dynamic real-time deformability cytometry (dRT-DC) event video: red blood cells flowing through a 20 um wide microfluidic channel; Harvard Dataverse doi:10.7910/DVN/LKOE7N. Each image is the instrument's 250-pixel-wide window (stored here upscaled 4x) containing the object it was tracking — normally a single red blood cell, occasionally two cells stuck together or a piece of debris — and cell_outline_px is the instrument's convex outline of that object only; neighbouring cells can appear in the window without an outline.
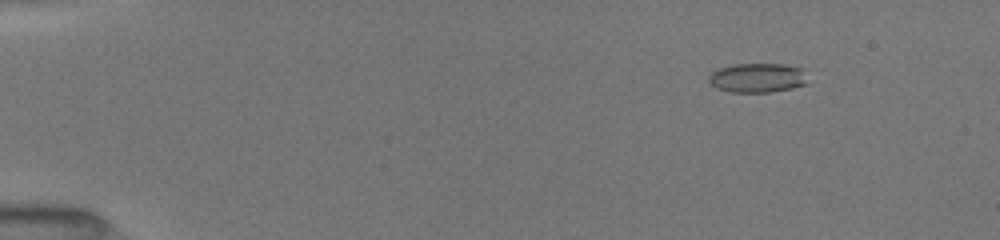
{"species": "common noctule bat (a hibernating species)", "species_latin": "Nyctalus noctula", "temperature_condition": "room temperature", "stored_images_in_passage": 52, "camera_frame_rate_fps": 3000, "um_per_image_px": 0.085, "animal": {"sex": "female", "body_mass_g": 19.5, "forearm_length_mm": 54.1}, "frame": {"image": 1, "passage_image": 7, "time_ms": 2.0, "image_size_px": [1000, 240], "cell_outline_px": [[808, 84], [792, 88], [768, 92], [728, 92], [716, 88], [708, 80], [708, 76], [712, 72], [720, 68], [732, 64], [784, 64], [804, 68]], "centroid_in_image_um": [64.41, 6.61], "position_along_channel_um": 20.6, "area_um2": 17.11}}
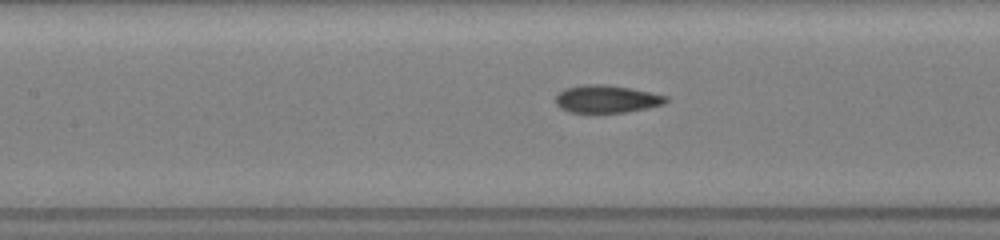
{"frame": {"image": 2, "passage_image": 25, "time_ms": 8.0, "image_size_px": [1000, 240], "cell_outline_px": [[668, 100], [664, 104], [648, 108], [624, 112], [568, 112], [560, 108], [556, 104], [556, 96], [564, 88], [584, 84], [604, 84], [632, 88], [668, 96]], "centroid_in_image_um": [51.57, 8.4], "position_along_channel_um": 155.8, "area_um2": 17.8}}
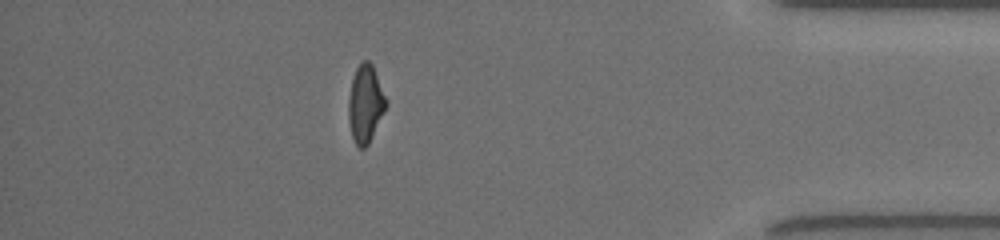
{"frame": {"image": 3, "passage_image": 46, "time_ms": 15.0, "image_size_px": [1000, 240], "cell_outline_px": [[388, 104], [368, 144], [364, 148], [360, 148], [356, 144], [352, 136], [348, 120], [348, 100], [352, 80], [356, 68], [364, 60], [368, 60], [372, 64], [388, 100]], "centroid_in_image_um": [31.07, 8.81], "position_along_channel_um": 404.1, "area_um2": 16.94}, "authors_computed_cell_mechanics": {"area_um2": 17.5423, "velocity_mm_per_s": 4.0551, "shape_relaxation_time_tau1_ms": 4.4807, "shape_relaxation_time_tau2_ms": 2.1731, "deformation_change_tau1": 0.1642, "deformation_change_tau2": 0.0723}}